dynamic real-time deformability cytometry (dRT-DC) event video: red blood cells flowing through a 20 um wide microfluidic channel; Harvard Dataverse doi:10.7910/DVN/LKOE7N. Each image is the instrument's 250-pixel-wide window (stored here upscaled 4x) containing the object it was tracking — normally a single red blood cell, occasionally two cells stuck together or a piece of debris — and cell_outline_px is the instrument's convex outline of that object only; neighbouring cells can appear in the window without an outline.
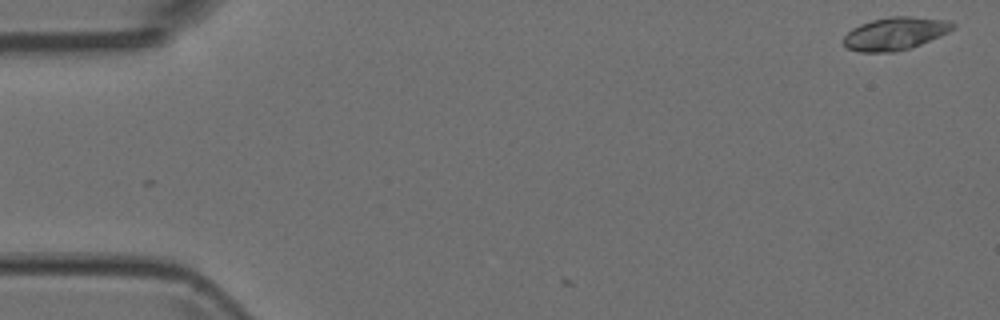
{"species": "Egyptian fruit bat (a non-hibernating species)", "species_latin": "Rousettus aegyptiacus", "temperature_condition": "room temperature", "stored_images_in_passage": 5, "camera_frame_rate_fps": 3000, "um_per_image_px": 0.085, "animal": {"sex": "female"}, "frame": {"image": 1, "passage_image": 1, "time_ms": 0.0, "image_size_px": [1000, 320], "cell_outline_px": [[956, 28], [940, 36], [920, 44], [908, 48], [892, 52], [860, 52], [848, 48], [844, 44], [844, 36], [852, 28], [860, 24], [872, 20], [888, 16], [912, 16], [948, 20], [956, 24]], "centroid_in_image_um": [76.11, 2.83], "position_along_channel_um": 8.9, "area_um2": 20.87}}